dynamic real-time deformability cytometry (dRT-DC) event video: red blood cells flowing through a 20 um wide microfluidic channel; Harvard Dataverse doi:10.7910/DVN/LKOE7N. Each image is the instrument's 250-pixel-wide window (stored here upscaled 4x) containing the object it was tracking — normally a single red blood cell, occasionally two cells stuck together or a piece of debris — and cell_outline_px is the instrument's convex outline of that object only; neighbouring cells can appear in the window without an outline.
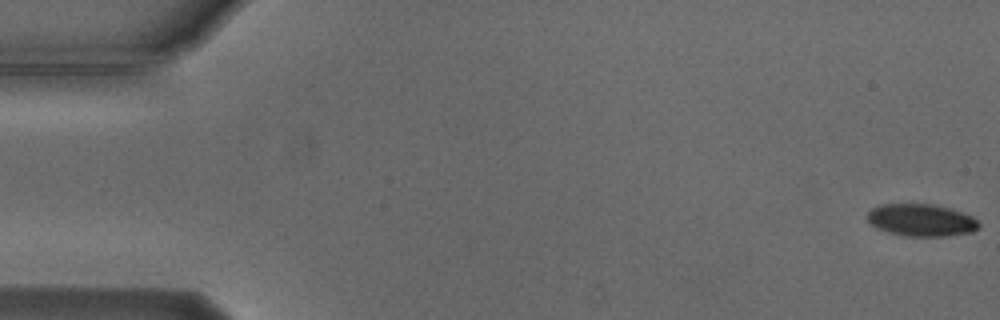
{"species": "Egyptian fruit bat (a non-hibernating species)", "species_latin": "Rousettus aegyptiacus", "temperature_condition": "cold", "stored_images_in_passage": 6, "camera_frame_rate_fps": 3000, "um_per_image_px": 0.085, "animal": {"sex": "male"}, "frame": {"image": 1, "passage_image": 1, "time_ms": 0.0, "image_size_px": [1000, 320], "cell_outline_px": [[980, 224], [972, 232], [944, 236], [904, 236], [888, 232], [876, 228], [868, 220], [868, 212], [872, 208], [880, 204], [932, 204], [948, 208], [972, 216]], "centroid_in_image_um": [78.28, 18.71], "position_along_channel_um": 6.7, "area_um2": 20.75}}
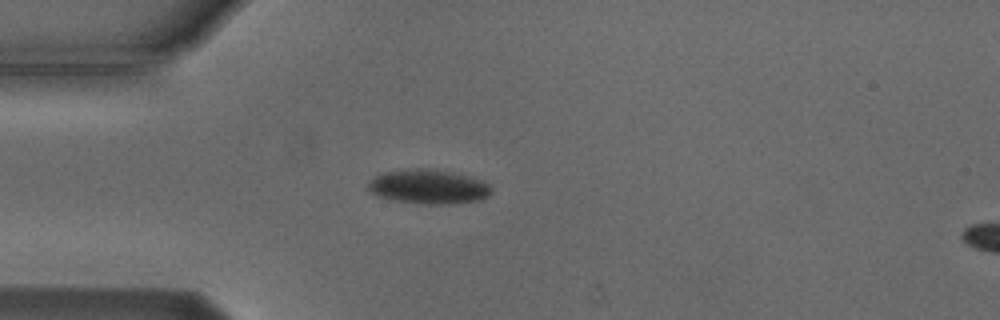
{"frame": {"image": 2, "passage_image": 5, "time_ms": 4.667, "image_size_px": [1000, 320], "cell_outline_px": [[492, 192], [488, 196], [480, 200], [452, 204], [416, 204], [388, 200], [376, 196], [368, 188], [368, 184], [376, 176], [384, 172], [416, 168], [428, 168], [452, 172], [472, 176], [488, 184], [492, 188]], "centroid_in_image_um": [36.43, 15.89], "position_along_channel_um": 48.6, "area_um2": 24.97}}